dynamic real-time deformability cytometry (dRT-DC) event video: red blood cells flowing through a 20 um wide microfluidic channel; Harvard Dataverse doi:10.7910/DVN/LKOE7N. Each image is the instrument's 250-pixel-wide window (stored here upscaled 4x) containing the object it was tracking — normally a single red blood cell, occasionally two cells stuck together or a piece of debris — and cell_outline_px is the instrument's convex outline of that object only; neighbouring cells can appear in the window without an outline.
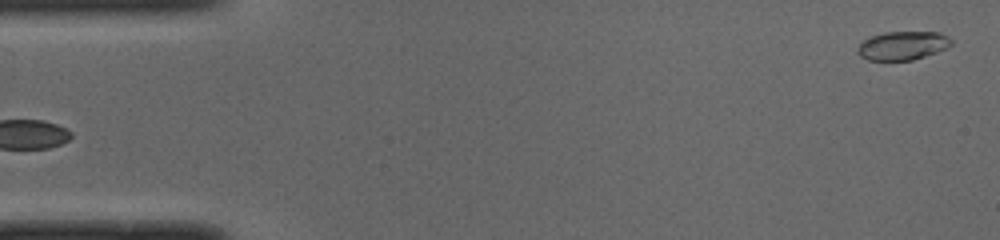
{"species": "common noctule bat (a hibernating species)", "species_latin": "Nyctalus noctula", "temperature_condition": "cold", "stored_images_in_passage": 50, "camera_frame_rate_fps": 3000, "um_per_image_px": 0.085, "animal": {"sex": "male", "body_mass_g": 19.0, "forearm_length_mm": 50.8}, "frame": {"image": 1, "passage_image": 1, "time_ms": 0.0, "image_size_px": [1000, 240], "cell_outline_px": [[952, 44], [936, 52], [912, 60], [868, 60], [860, 56], [856, 52], [856, 48], [864, 40], [872, 36], [884, 32], [940, 32], [948, 36], [952, 40]], "centroid_in_image_um": [76.7, 3.87], "position_along_channel_um": 8.3, "area_um2": 15.55}}
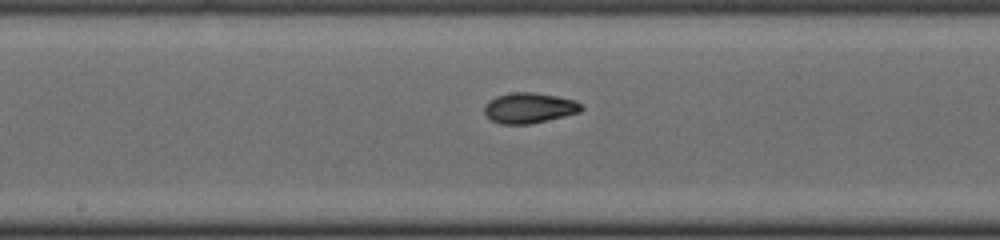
{"frame": {"image": 2, "passage_image": 25, "time_ms": 8.0, "image_size_px": [1000, 240], "cell_outline_px": [[584, 108], [580, 112], [564, 116], [528, 124], [500, 124], [492, 120], [484, 112], [484, 104], [488, 100], [496, 96], [512, 92], [532, 92], [556, 96], [576, 100]], "centroid_in_image_um": [44.96, 9.16], "position_along_channel_um": 203.2, "area_um2": 17.17}}
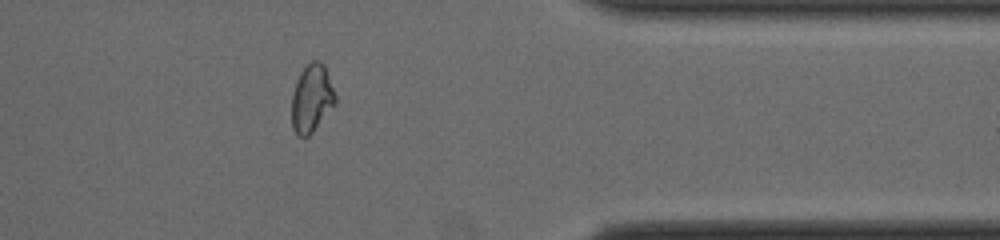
{"frame": {"image": 3, "passage_image": 40, "time_ms": 13.0, "image_size_px": [1000, 240], "cell_outline_px": [[336, 104], [312, 132], [308, 136], [296, 136], [292, 128], [292, 92], [296, 80], [300, 72], [312, 60], [320, 60], [324, 64], [336, 96]], "centroid_in_image_um": [26.49, 8.36], "position_along_channel_um": 384.9, "area_um2": 17.34}, "authors_computed_cell_mechanics": {"area_um2": 16.7909, "velocity_mm_per_s": 3.9796, "shape_relaxation_time_tau1_ms": 4.5945, "shape_relaxation_time_tau2_ms": 2.7836, "deformation_change_tau1": 0.1771, "deformation_change_tau2": 0.0678}}